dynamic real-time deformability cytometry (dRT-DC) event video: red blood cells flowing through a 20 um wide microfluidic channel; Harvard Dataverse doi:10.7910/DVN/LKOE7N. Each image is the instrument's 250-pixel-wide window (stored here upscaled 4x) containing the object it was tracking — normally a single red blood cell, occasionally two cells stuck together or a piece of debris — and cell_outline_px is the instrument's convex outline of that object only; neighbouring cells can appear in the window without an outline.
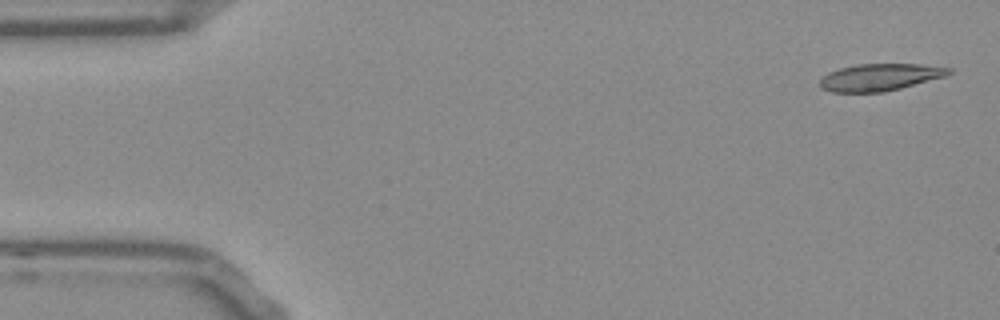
{"species": "Egyptian fruit bat (a non-hibernating species)", "species_latin": "Rousettus aegyptiacus", "temperature_condition": "room temperature", "stored_images_in_passage": 52, "camera_frame_rate_fps": 3000, "um_per_image_px": 0.085, "frame": {"image": 1, "passage_image": 1, "time_ms": 0.0, "image_size_px": [1000, 320], "cell_outline_px": [[952, 72], [944, 76], [900, 88], [884, 92], [832, 92], [820, 88], [820, 80], [828, 72], [840, 68], [856, 64], [920, 64], [952, 68]], "centroid_in_image_um": [74.76, 6.56], "position_along_channel_um": 10.2, "area_um2": 20.17}}
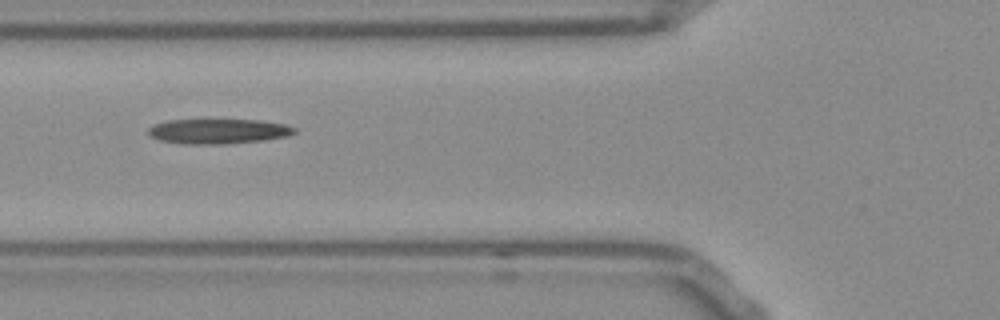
{"frame": {"image": 2, "passage_image": 18, "time_ms": 5.667, "image_size_px": [1000, 320], "cell_outline_px": [[296, 132], [288, 136], [260, 140], [224, 144], [184, 144], [160, 140], [148, 136], [148, 128], [152, 124], [168, 120], [260, 120], [284, 124], [296, 128]], "centroid_in_image_um": [18.5, 11.15], "position_along_channel_um": 107.3, "area_um2": 21.21}}
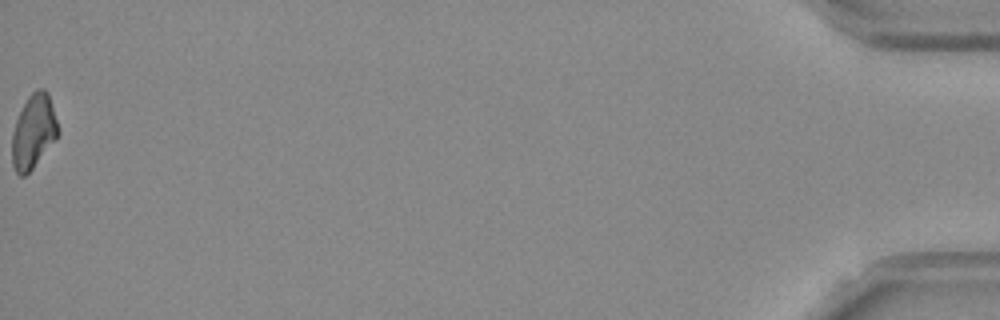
{"frame": {"image": 3, "passage_image": 52, "time_ms": 17.0, "image_size_px": [1000, 320], "cell_outline_px": [[60, 132], [56, 140], [32, 168], [24, 176], [20, 176], [16, 172], [12, 164], [12, 132], [16, 120], [28, 96], [36, 88], [44, 88], [48, 92]], "centroid_in_image_um": [2.86, 11.17], "position_along_channel_um": 432.3, "area_um2": 19.83}}